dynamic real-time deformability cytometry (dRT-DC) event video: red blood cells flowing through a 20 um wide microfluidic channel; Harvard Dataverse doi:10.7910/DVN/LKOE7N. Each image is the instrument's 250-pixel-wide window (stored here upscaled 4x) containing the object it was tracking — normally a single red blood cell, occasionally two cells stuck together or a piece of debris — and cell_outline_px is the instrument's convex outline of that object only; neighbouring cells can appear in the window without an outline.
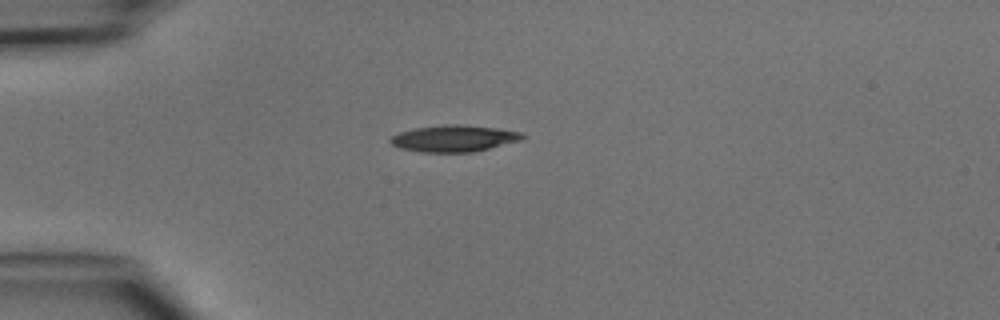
{"species": "common noctule bat (a hibernating species)", "species_latin": "Nyctalus noctula", "temperature_condition": "cold", "stored_images_in_passage": 1, "camera_frame_rate_fps": 3000, "um_per_image_px": 0.085, "animal": {"sex": "male", "body_mass_g": 15.6}, "frame": {"image": 1, "passage_image": 1, "time_ms": 0.0, "image_size_px": [1000, 320], "cell_outline_px": [[528, 136], [524, 140], [472, 152], [420, 152], [400, 148], [392, 144], [388, 140], [392, 136], [400, 132], [412, 128], [444, 124], [460, 124], [496, 128], [520, 132]], "centroid_in_image_um": [38.6, 11.76], "position_along_channel_um": 46.4, "area_um2": 20.63}}